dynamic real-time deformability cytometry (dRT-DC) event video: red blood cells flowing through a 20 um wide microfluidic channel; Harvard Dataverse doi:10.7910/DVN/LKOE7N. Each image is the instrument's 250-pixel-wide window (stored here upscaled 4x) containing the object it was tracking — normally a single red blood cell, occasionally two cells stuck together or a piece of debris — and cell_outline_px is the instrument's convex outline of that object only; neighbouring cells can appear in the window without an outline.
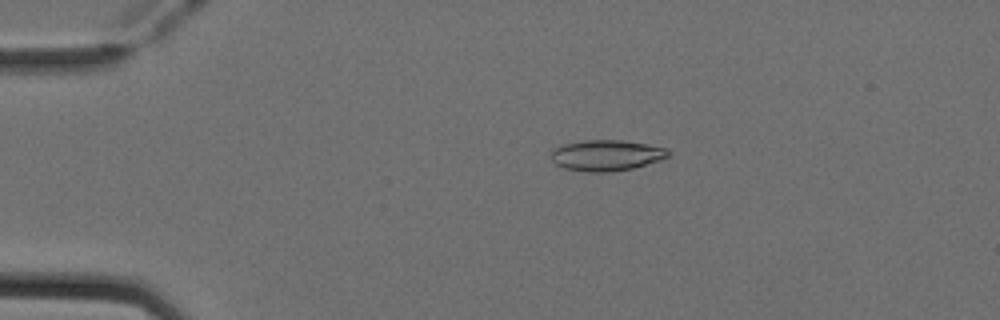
{"species": "Egyptian fruit bat (a non-hibernating species)", "species_latin": "Rousettus aegyptiacus", "temperature_condition": "cold", "stored_images_in_passage": 44, "camera_frame_rate_fps": 3000, "um_per_image_px": 0.085, "animal": {"sex": "female"}, "frame": {"image": 1, "passage_image": 3, "time_ms": 0.667, "image_size_px": [1000, 320], "cell_outline_px": [[672, 152], [668, 156], [660, 160], [632, 168], [608, 172], [588, 172], [564, 168], [556, 164], [552, 160], [552, 148], [564, 144], [584, 140], [620, 140], [668, 148]], "centroid_in_image_um": [51.54, 13.2], "position_along_channel_um": 33.5, "area_um2": 20.98}}
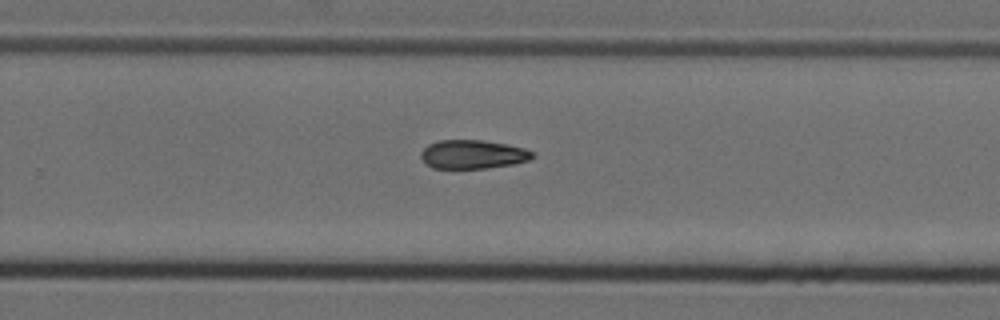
{"frame": {"image": 2, "passage_image": 26, "time_ms": 8.333, "image_size_px": [1000, 320], "cell_outline_px": [[532, 156], [528, 160], [512, 164], [484, 168], [432, 168], [424, 164], [420, 156], [420, 152], [428, 144], [440, 140], [484, 140], [524, 148], [532, 152]], "centroid_in_image_um": [40.1, 13.12], "position_along_channel_um": 289.7, "area_um2": 18.55}}
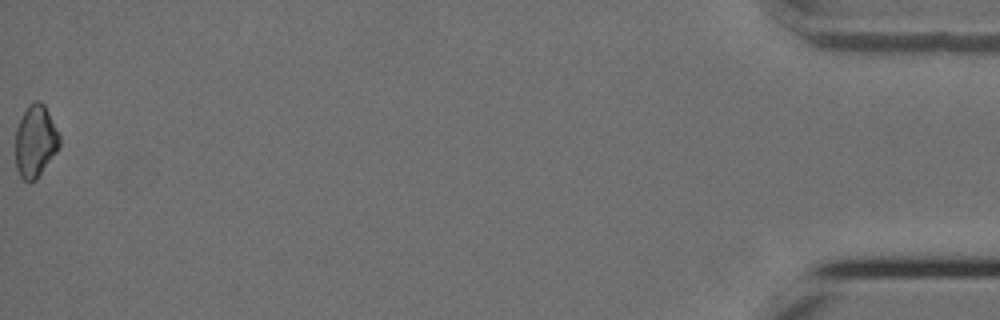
{"frame": {"image": 3, "passage_image": 44, "time_ms": 14.333, "image_size_px": [1000, 320], "cell_outline_px": [[60, 144], [56, 152], [36, 180], [24, 180], [20, 176], [16, 168], [16, 128], [28, 104], [36, 100], [40, 100], [44, 104], [60, 136]], "centroid_in_image_um": [3.01, 11.99], "position_along_channel_um": 432.2, "area_um2": 18.32}, "authors_computed_cell_mechanics": {"area_um2": 18.9584, "velocity_mm_per_s": 3.9674, "shape_relaxation_time_tau1_ms": 1.5346, "shape_relaxation_time_tau2_ms": 8.3807, "deformation_change_tau1": 0.2625, "deformation_change_tau2": 0.151}}